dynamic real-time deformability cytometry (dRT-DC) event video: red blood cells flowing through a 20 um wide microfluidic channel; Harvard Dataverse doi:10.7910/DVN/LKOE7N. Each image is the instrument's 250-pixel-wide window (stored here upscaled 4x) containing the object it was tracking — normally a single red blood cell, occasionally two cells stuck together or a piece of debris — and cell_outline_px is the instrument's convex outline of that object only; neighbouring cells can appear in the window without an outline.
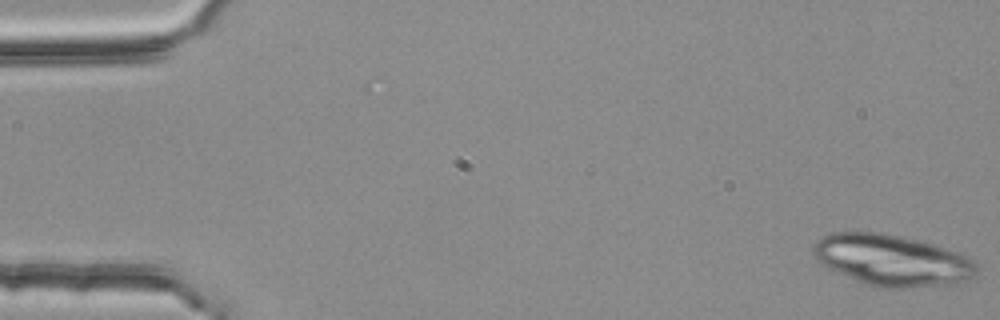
{"species": "common noctule bat (a hibernating species)", "species_latin": "Nyctalus noctula", "temperature_condition": "room temperature", "stored_images_in_passage": 52, "camera_frame_rate_fps": 3000, "um_per_image_px": 0.085, "animal": {"sex": "female", "body_mass_g": 25.1}, "frame": {"image": 1, "passage_image": 1, "time_ms": 0.0, "image_size_px": [1000, 320], "cell_outline_px": [[976, 272], [968, 280], [960, 284], [912, 288], [880, 288], [856, 280], [828, 268], [820, 264], [816, 260], [816, 244], [824, 236], [832, 232], [884, 232], [932, 244], [956, 252], [972, 260], [976, 264]], "centroid_in_image_um": [75.86, 22.14], "position_along_channel_um": 9.1, "area_um2": 48.38}, "authors_computed_cell_mechanics": {"area_um2": 19.2185, "velocity_mm_per_s": 3.7527, "shape_relaxation_time_tau1_ms": 6.4863, "shape_relaxation_time_tau2_ms": 7.1589, "deformation_change_tau1": 0.1694, "deformation_change_tau2": 0.1262}}